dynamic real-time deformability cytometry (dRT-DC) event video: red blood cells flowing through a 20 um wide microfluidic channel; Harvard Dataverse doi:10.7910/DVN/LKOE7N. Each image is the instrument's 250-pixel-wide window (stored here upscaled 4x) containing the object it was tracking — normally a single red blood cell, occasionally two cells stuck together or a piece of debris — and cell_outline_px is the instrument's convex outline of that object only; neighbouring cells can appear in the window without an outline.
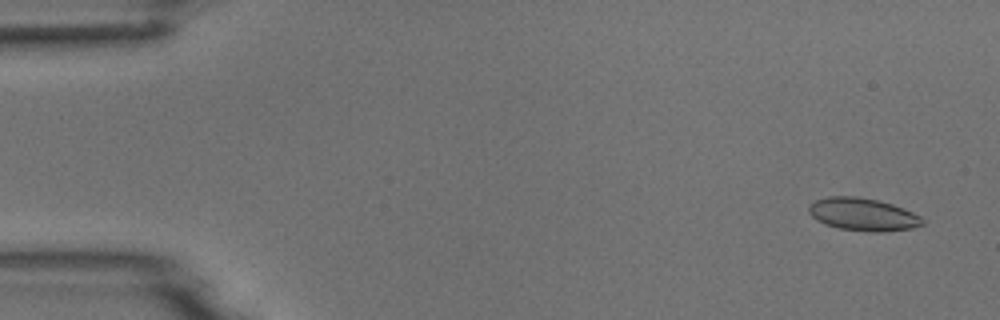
{"species": "common noctule bat (a hibernating species)", "species_latin": "Nyctalus noctula", "temperature_condition": "room temperature", "stored_images_in_passage": 5, "camera_frame_rate_fps": 3000, "um_per_image_px": 0.085, "animal": {"sex": "male", "body_mass_g": 18.8}, "frame": {"image": 1, "passage_image": 1, "time_ms": 0.0, "image_size_px": [1000, 320], "cell_outline_px": [[924, 224], [912, 228], [884, 232], [868, 232], [840, 228], [824, 224], [816, 220], [808, 212], [808, 204], [816, 200], [828, 196], [856, 196], [876, 200], [892, 204], [904, 208], [920, 216], [924, 220]], "centroid_in_image_um": [73.33, 18.22], "position_along_channel_um": 11.7, "area_um2": 21.79}}
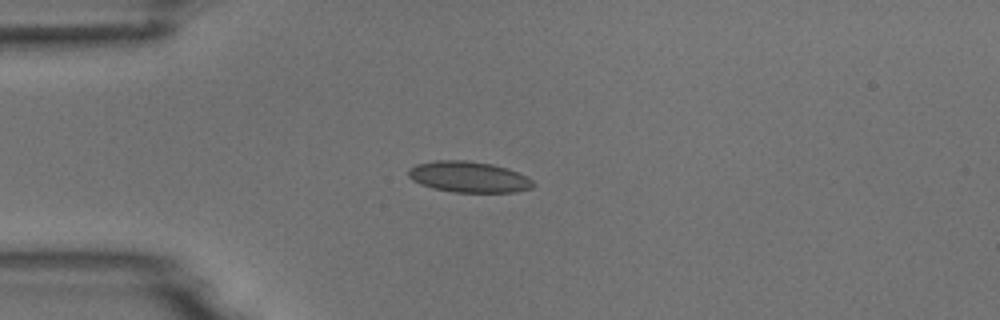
{"frame": {"image": 2, "passage_image": 4, "time_ms": 3.667, "image_size_px": [1000, 320], "cell_outline_px": [[536, 184], [532, 188], [516, 192], [452, 192], [432, 188], [420, 184], [412, 180], [408, 176], [408, 168], [416, 164], [436, 160], [468, 160], [492, 164], [508, 168], [528, 176]], "centroid_in_image_um": [39.85, 15.03], "position_along_channel_um": 45.1, "area_um2": 22.83}}